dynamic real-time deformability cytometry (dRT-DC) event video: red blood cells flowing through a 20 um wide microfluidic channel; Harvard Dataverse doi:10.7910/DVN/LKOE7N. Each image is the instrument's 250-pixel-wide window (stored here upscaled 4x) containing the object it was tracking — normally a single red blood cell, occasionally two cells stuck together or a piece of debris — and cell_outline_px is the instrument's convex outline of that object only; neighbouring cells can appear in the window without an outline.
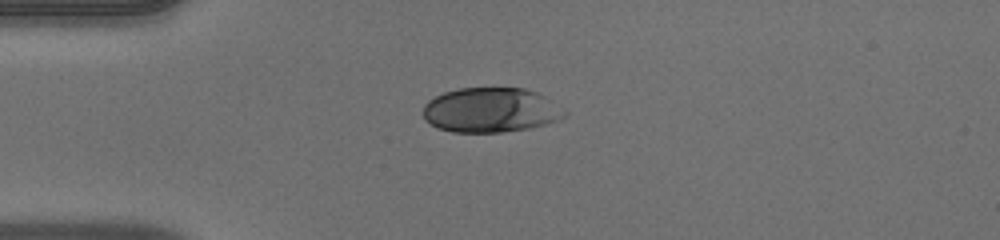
{"species": "human", "species_latin": "Homo sapiens", "temperature_condition": "warm", "stored_images_in_passage": 29, "camera_frame_rate_fps": 3000, "um_per_image_px": 0.085, "donor": {"sex": "male"}, "frame": {"image": 1, "passage_image": 1, "time_ms": 0.0, "image_size_px": [1000, 240], "cell_outline_px": [[568, 116], [560, 120], [532, 128], [500, 132], [452, 132], [436, 128], [424, 120], [424, 104], [428, 100], [444, 92], [460, 88], [524, 88], [536, 92], [568, 112]], "centroid_in_image_um": [41.71, 9.37], "position_along_channel_um": 43.3, "area_um2": 36.99}}
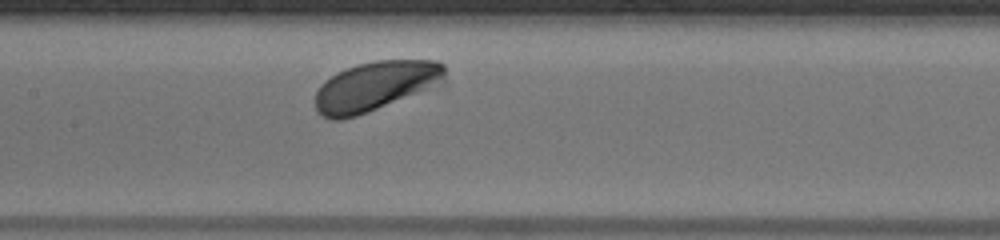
{"frame": {"image": 2, "passage_image": 13, "time_ms": 4.0, "image_size_px": [1000, 240], "cell_outline_px": [[444, 80], [416, 92], [368, 112], [344, 120], [332, 120], [316, 112], [316, 92], [320, 84], [324, 80], [336, 72], [344, 68], [356, 64], [376, 60], [436, 60], [444, 64]], "centroid_in_image_um": [31.8, 7.3], "position_along_channel_um": 175.6, "area_um2": 36.88}}
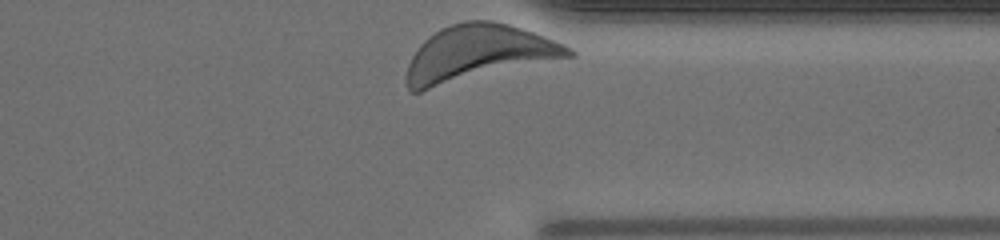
{"frame": {"image": 3, "passage_image": 29, "time_ms": 9.333, "image_size_px": [1000, 240], "cell_outline_px": [[576, 56], [420, 92], [408, 92], [408, 64], [412, 56], [420, 44], [428, 36], [440, 28], [464, 20], [492, 20], [508, 24], [544, 36], [564, 44], [572, 48], [576, 52]], "centroid_in_image_um": [40.67, 4.55], "position_along_channel_um": 370.7, "area_um2": 53.23}, "authors_computed_cell_mechanics": {"area_um2": 39.593, "velocity_mm_per_s": 3.7409, "shape_relaxation_time_tau1_ms": 0.6325, "shape_relaxation_time_tau2_ms": 3.6434, "deformation_change_tau1": 0.0632, "deformation_change_tau2": 0.1017}}